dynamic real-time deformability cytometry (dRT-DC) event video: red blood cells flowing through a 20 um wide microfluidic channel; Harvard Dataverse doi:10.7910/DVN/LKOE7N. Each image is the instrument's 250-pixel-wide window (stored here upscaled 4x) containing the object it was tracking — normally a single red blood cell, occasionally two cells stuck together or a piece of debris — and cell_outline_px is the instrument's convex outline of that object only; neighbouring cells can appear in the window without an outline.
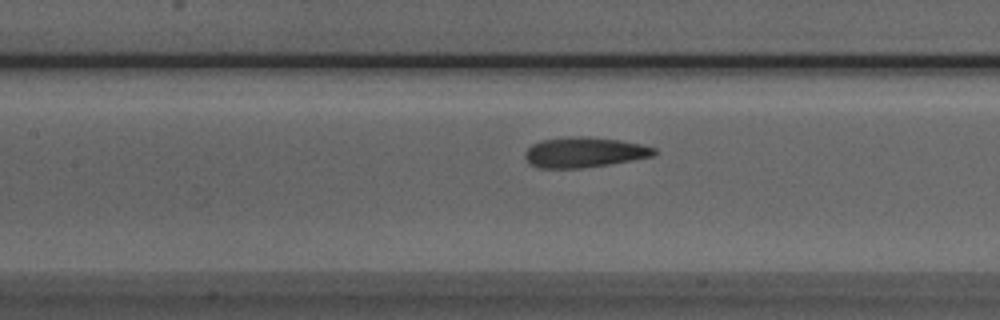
{"species": "Egyptian fruit bat (a non-hibernating species)", "species_latin": "Rousettus aegyptiacus", "temperature_condition": "room temperature", "stored_images_in_passage": 31, "camera_frame_rate_fps": 3000, "um_per_image_px": 0.085, "animal": {"sex": "male"}, "frame": {"image": 1, "passage_image": 7, "time_ms": 2.0, "image_size_px": [1000, 320], "cell_outline_px": [[660, 152], [652, 156], [632, 160], [608, 164], [580, 168], [540, 168], [532, 164], [524, 156], [524, 152], [532, 144], [540, 140], [576, 136], [588, 136], [620, 140], [640, 144], [656, 148]], "centroid_in_image_um": [49.68, 12.93], "position_along_channel_um": 157.7, "area_um2": 22.72}}
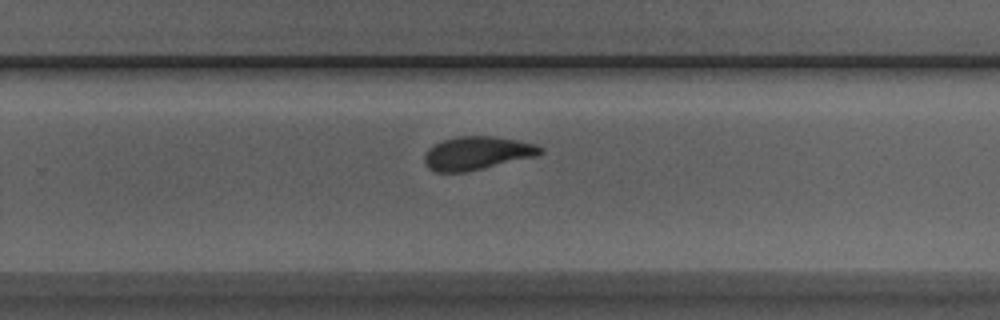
{"frame": {"image": 2, "passage_image": 17, "time_ms": 5.333, "image_size_px": [1000, 320], "cell_outline_px": [[544, 152], [536, 156], [464, 172], [436, 172], [428, 168], [424, 164], [424, 156], [428, 148], [432, 144], [456, 136], [496, 136], [536, 144], [544, 148]], "centroid_in_image_um": [40.53, 13.01], "position_along_channel_um": 289.3, "area_um2": 22.54}}
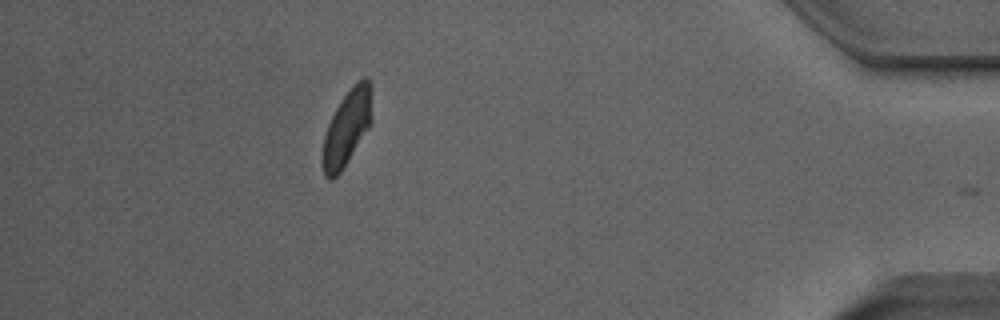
{"frame": {"image": 3, "passage_image": 30, "time_ms": 9.667, "image_size_px": [1000, 320], "cell_outline_px": [[372, 120], [368, 128], [340, 172], [332, 180], [328, 180], [324, 176], [324, 136], [328, 124], [336, 108], [344, 96], [356, 80], [364, 76], [368, 76], [372, 84]], "centroid_in_image_um": [29.54, 10.75], "position_along_channel_um": 405.7, "area_um2": 21.44}}